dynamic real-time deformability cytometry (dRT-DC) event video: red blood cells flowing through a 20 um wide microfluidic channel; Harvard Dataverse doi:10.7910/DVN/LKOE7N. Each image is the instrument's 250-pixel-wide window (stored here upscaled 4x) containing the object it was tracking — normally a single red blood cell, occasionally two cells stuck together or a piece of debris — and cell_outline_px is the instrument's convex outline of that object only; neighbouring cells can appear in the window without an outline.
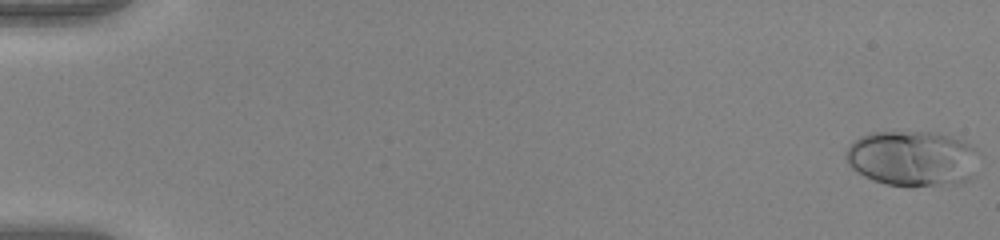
{"species": "human", "species_latin": "Homo sapiens", "temperature_condition": "warm", "stored_images_in_passage": 52, "camera_frame_rate_fps": 3000, "um_per_image_px": 0.085, "donor": {"sex": "female"}, "frame": {"image": 1, "passage_image": 1, "time_ms": 0.0, "image_size_px": [1000, 240], "cell_outline_px": [[980, 152], [976, 176], [960, 184], [912, 188], [908, 188], [884, 184], [864, 176], [856, 172], [848, 164], [844, 156], [844, 152], [848, 144], [852, 140], [860, 136], [872, 132], [940, 132], [964, 140], [972, 144]], "centroid_in_image_um": [77.62, 13.49], "position_along_channel_um": 7.4, "area_um2": 44.97}}
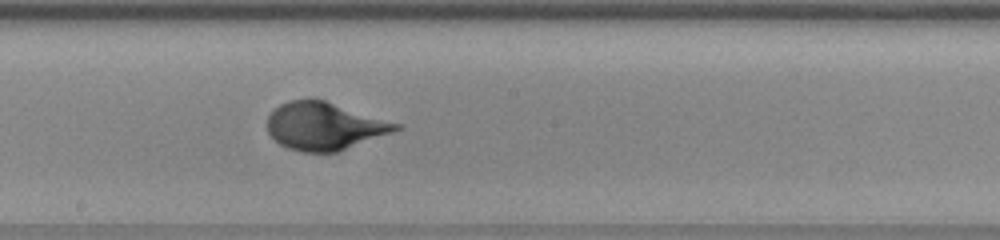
{"frame": {"image": 2, "passage_image": 30, "time_ms": 9.667, "image_size_px": [1000, 240], "cell_outline_px": [[404, 128], [336, 152], [300, 152], [288, 148], [280, 144], [268, 132], [268, 116], [280, 104], [288, 100], [324, 100], [404, 124]], "centroid_in_image_um": [27.63, 10.72], "position_along_channel_um": 220.6, "area_um2": 35.55}}
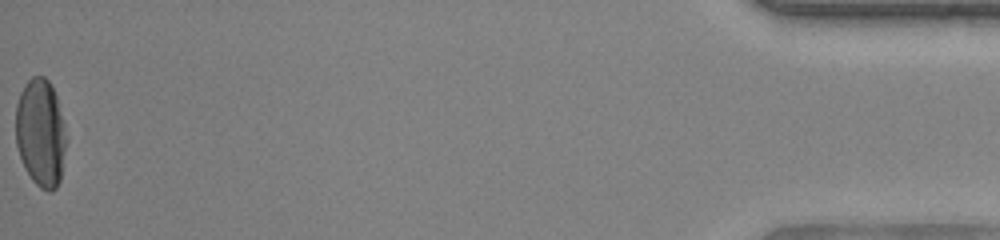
{"frame": {"image": 3, "passage_image": 52, "time_ms": 17.0, "image_size_px": [1000, 240], "cell_outline_px": [[68, 140], [60, 180], [56, 188], [52, 192], [48, 192], [40, 188], [32, 180], [24, 168], [16, 144], [16, 104], [20, 92], [24, 84], [32, 76], [44, 76], [48, 80], [56, 96], [64, 120]], "centroid_in_image_um": [3.48, 11.31], "position_along_channel_um": 431.7, "area_um2": 32.37}}